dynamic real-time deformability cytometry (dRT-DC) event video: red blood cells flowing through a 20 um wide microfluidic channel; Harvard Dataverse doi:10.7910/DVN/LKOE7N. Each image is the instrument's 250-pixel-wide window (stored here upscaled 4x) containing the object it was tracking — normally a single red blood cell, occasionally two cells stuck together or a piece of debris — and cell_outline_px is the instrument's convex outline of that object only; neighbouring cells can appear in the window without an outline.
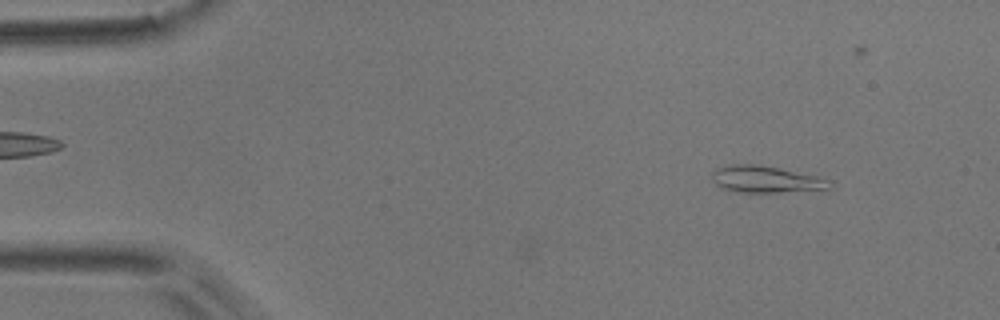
{"species": "common noctule bat (a hibernating species)", "species_latin": "Nyctalus noctula", "temperature_condition": "room temperature", "stored_images_in_passage": 52, "camera_frame_rate_fps": 3000, "um_per_image_px": 0.085, "animal": {"sex": "male", "body_mass_g": 17.9}, "frame": {"image": 1, "passage_image": 5, "time_ms": 1.333, "image_size_px": [1000, 320], "cell_outline_px": [[832, 188], [780, 192], [736, 192], [720, 188], [712, 180], [712, 172], [716, 168], [732, 164], [760, 164], [816, 176], [832, 180]], "centroid_in_image_um": [65.07, 15.24], "position_along_channel_um": 19.9, "area_um2": 18.38}}
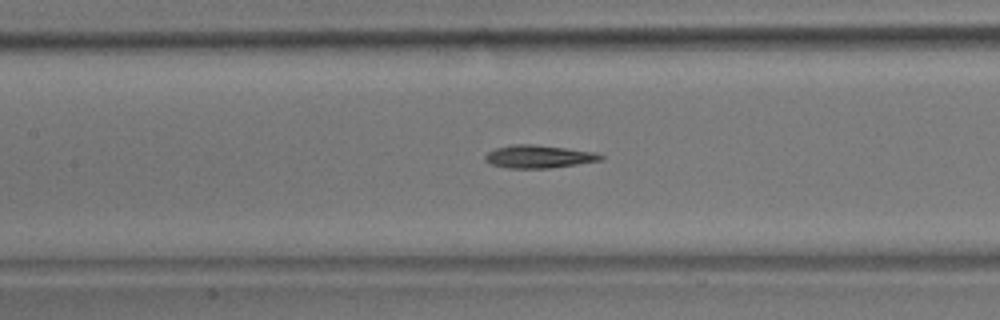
{"frame": {"image": 2, "passage_image": 23, "time_ms": 7.333, "image_size_px": [1000, 320], "cell_outline_px": [[604, 160], [548, 168], [508, 168], [492, 164], [484, 160], [484, 156], [488, 152], [496, 148], [512, 144], [532, 144], [596, 152], [604, 156]], "centroid_in_image_um": [45.79, 13.31], "position_along_channel_um": 161.6, "area_um2": 15.32}}
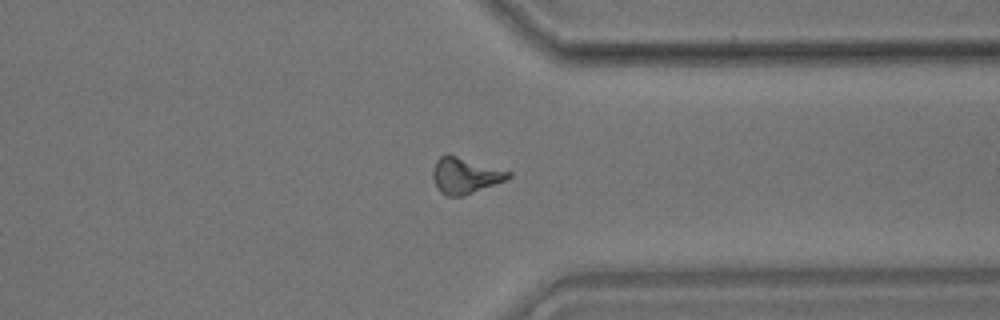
{"frame": {"image": 3, "passage_image": 40, "time_ms": 13.0, "image_size_px": [1000, 320], "cell_outline_px": [[512, 176], [504, 180], [464, 196], [444, 196], [440, 192], [432, 176], [432, 168], [436, 160], [440, 156], [448, 152], [512, 172]], "centroid_in_image_um": [39.5, 14.89], "position_along_channel_um": 371.9, "area_um2": 16.07}}